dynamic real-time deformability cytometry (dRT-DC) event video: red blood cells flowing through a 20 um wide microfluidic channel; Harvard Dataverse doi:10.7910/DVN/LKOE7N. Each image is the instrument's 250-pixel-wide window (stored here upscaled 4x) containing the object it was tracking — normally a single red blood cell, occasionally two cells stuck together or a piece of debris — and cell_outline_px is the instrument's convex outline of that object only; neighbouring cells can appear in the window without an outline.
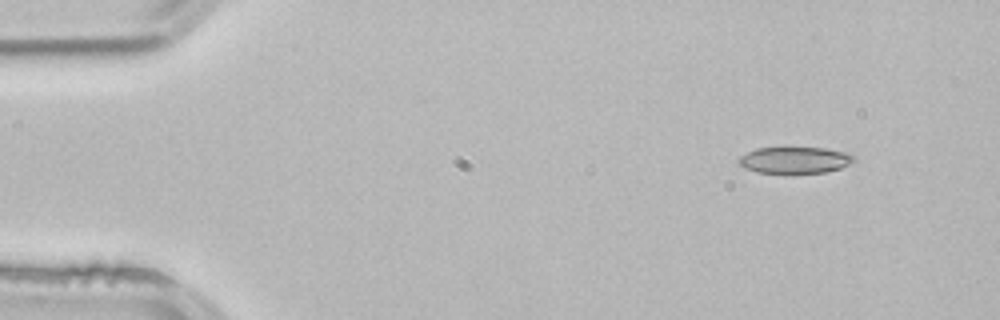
{"species": "common noctule bat (a hibernating species)", "species_latin": "Nyctalus noctula", "temperature_condition": "room temperature", "stored_images_in_passage": 2, "camera_frame_rate_fps": 3000, "um_per_image_px": 0.085, "animal": {"sex": "male", "body_mass_g": 21.5, "forearm_length_mm": 52.0}, "frame": {"image": 1, "passage_image": 1, "time_ms": 0.0, "image_size_px": [1000, 320], "cell_outline_px": [[856, 160], [840, 168], [828, 172], [756, 172], [744, 168], [736, 160], [740, 156], [756, 148], [824, 148], [848, 152], [856, 156]], "centroid_in_image_um": [67.58, 13.59], "position_along_channel_um": 17.4, "area_um2": 17.63}}